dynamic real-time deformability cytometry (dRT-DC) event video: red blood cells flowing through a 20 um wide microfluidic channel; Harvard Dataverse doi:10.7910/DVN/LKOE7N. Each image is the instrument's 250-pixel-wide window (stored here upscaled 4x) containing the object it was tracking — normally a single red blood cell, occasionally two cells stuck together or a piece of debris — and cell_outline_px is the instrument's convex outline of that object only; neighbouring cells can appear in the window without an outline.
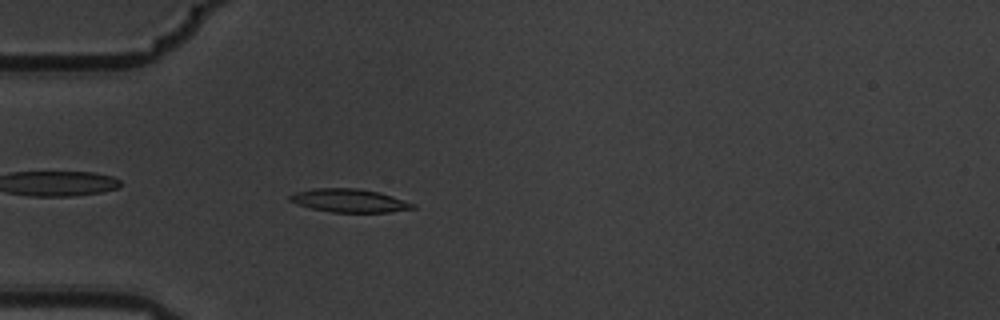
{"species": "common noctule bat (a hibernating species)", "species_latin": "Nyctalus noctula", "temperature_condition": "warm", "stored_images_in_passage": 5, "camera_frame_rate_fps": 3000, "um_per_image_px": 0.085, "animal": {"sex": "male", "body_mass_g": 19.5, "forearm_length_mm": 54.6}, "frame": {"image": 1, "passage_image": 5, "time_ms": 1.333, "image_size_px": [1000, 320], "cell_outline_px": [[416, 208], [388, 212], [332, 212], [312, 208], [288, 200], [288, 196], [296, 192], [312, 188], [360, 188], [380, 192], [416, 204]], "centroid_in_image_um": [29.72, 17.04], "position_along_channel_um": 55.3, "area_um2": 16.65}}